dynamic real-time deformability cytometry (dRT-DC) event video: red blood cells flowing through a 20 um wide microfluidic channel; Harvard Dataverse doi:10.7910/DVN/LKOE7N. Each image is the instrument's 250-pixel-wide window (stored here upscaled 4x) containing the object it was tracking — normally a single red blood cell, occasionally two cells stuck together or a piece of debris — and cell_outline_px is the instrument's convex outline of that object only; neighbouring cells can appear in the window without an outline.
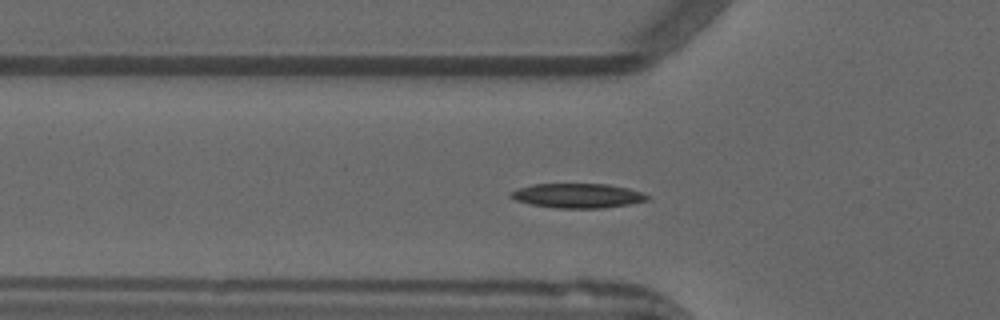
{"species": "common noctule bat (a hibernating species)", "species_latin": "Nyctalus noctula", "temperature_condition": "warm", "stored_images_in_passage": 44, "camera_frame_rate_fps": 3000, "um_per_image_px": 0.085, "animal": {"sex": "male", "forearm_length_mm": 52.5}, "frame": {"image": 1, "passage_image": 8, "time_ms": 2.333, "image_size_px": [1000, 320], "cell_outline_px": [[652, 196], [648, 200], [628, 204], [604, 208], [556, 208], [532, 204], [516, 200], [508, 196], [508, 192], [532, 184], [608, 184], [628, 188], [644, 192]], "centroid_in_image_um": [49.13, 16.63], "position_along_channel_um": 76.7, "area_um2": 19.59}}
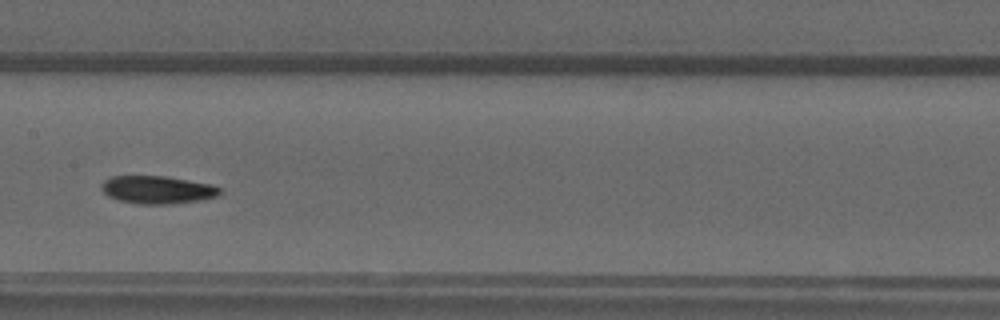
{"frame": {"image": 2, "passage_image": 17, "time_ms": 5.333, "image_size_px": [1000, 320], "cell_outline_px": [[220, 196], [200, 200], [168, 204], [136, 204], [120, 200], [108, 196], [100, 188], [100, 184], [104, 180], [112, 176], [164, 176], [212, 184], [220, 188]], "centroid_in_image_um": [13.37, 16.13], "position_along_channel_um": 194.0, "area_um2": 19.25}}
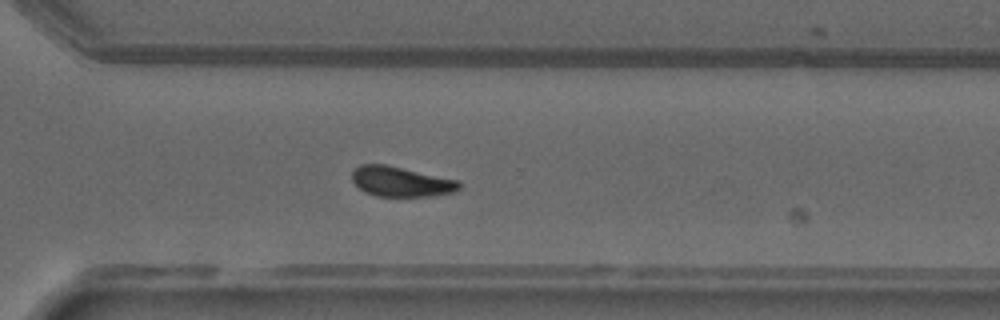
{"frame": {"image": 3, "passage_image": 28, "time_ms": 9.0, "image_size_px": [1000, 320], "cell_outline_px": [[460, 188], [456, 192], [432, 196], [376, 196], [364, 192], [352, 180], [352, 168], [360, 164], [384, 164], [460, 180]], "centroid_in_image_um": [34.09, 15.43], "position_along_channel_um": 336.5, "area_um2": 18.9}, "authors_computed_cell_mechanics": {"area_um2": 18.7272, "velocity_mm_per_s": 3.8955, "shape_relaxation_time_tau1_ms": 3.608, "shape_relaxation_time_tau2_ms": null, "deformation_change_tau1": 0.1306, "deformation_change_tau2": null}}